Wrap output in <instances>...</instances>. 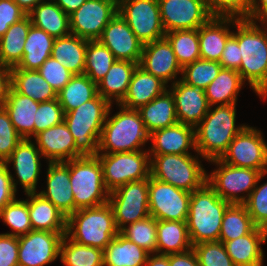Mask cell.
I'll return each mask as SVG.
<instances>
[{"instance_id":"obj_1","label":"cell","mask_w":267,"mask_h":266,"mask_svg":"<svg viewBox=\"0 0 267 266\" xmlns=\"http://www.w3.org/2000/svg\"><path fill=\"white\" fill-rule=\"evenodd\" d=\"M256 22L236 19L233 37L238 41L241 63L239 74L262 98L267 97V29Z\"/></svg>"},{"instance_id":"obj_2","label":"cell","mask_w":267,"mask_h":266,"mask_svg":"<svg viewBox=\"0 0 267 266\" xmlns=\"http://www.w3.org/2000/svg\"><path fill=\"white\" fill-rule=\"evenodd\" d=\"M112 104L97 94L93 99L64 113V122L75 141V159L96 156L103 125Z\"/></svg>"},{"instance_id":"obj_3","label":"cell","mask_w":267,"mask_h":266,"mask_svg":"<svg viewBox=\"0 0 267 266\" xmlns=\"http://www.w3.org/2000/svg\"><path fill=\"white\" fill-rule=\"evenodd\" d=\"M236 105H218L213 110L210 107L195 127L196 152L207 161L220 159L230 142L245 127L235 126Z\"/></svg>"},{"instance_id":"obj_4","label":"cell","mask_w":267,"mask_h":266,"mask_svg":"<svg viewBox=\"0 0 267 266\" xmlns=\"http://www.w3.org/2000/svg\"><path fill=\"white\" fill-rule=\"evenodd\" d=\"M229 205L207 182L191 192L186 223L192 245L219 241L223 214Z\"/></svg>"},{"instance_id":"obj_5","label":"cell","mask_w":267,"mask_h":266,"mask_svg":"<svg viewBox=\"0 0 267 266\" xmlns=\"http://www.w3.org/2000/svg\"><path fill=\"white\" fill-rule=\"evenodd\" d=\"M118 233L113 210L108 202L96 207L78 209L67 217L66 235L82 245L104 251Z\"/></svg>"},{"instance_id":"obj_6","label":"cell","mask_w":267,"mask_h":266,"mask_svg":"<svg viewBox=\"0 0 267 266\" xmlns=\"http://www.w3.org/2000/svg\"><path fill=\"white\" fill-rule=\"evenodd\" d=\"M120 111L109 117L102 128L99 140V153L140 151V146L146 144L150 134L147 132L138 110L120 107ZM110 150V151H109Z\"/></svg>"},{"instance_id":"obj_7","label":"cell","mask_w":267,"mask_h":266,"mask_svg":"<svg viewBox=\"0 0 267 266\" xmlns=\"http://www.w3.org/2000/svg\"><path fill=\"white\" fill-rule=\"evenodd\" d=\"M70 188L75 212L108 202L109 191L103 181V168L97 156H82L70 160Z\"/></svg>"},{"instance_id":"obj_8","label":"cell","mask_w":267,"mask_h":266,"mask_svg":"<svg viewBox=\"0 0 267 266\" xmlns=\"http://www.w3.org/2000/svg\"><path fill=\"white\" fill-rule=\"evenodd\" d=\"M150 175L176 188L193 192L207 182L201 161L190 154L154 155L150 159Z\"/></svg>"},{"instance_id":"obj_9","label":"cell","mask_w":267,"mask_h":266,"mask_svg":"<svg viewBox=\"0 0 267 266\" xmlns=\"http://www.w3.org/2000/svg\"><path fill=\"white\" fill-rule=\"evenodd\" d=\"M103 168V181L111 192L116 188L150 177V154L140 150L134 152L98 153Z\"/></svg>"},{"instance_id":"obj_10","label":"cell","mask_w":267,"mask_h":266,"mask_svg":"<svg viewBox=\"0 0 267 266\" xmlns=\"http://www.w3.org/2000/svg\"><path fill=\"white\" fill-rule=\"evenodd\" d=\"M209 162L217 164L219 168L207 175V183L230 204H244L256 184L267 174V171L262 173L260 170L232 166L220 159ZM241 192H246V196L239 197L238 193Z\"/></svg>"},{"instance_id":"obj_11","label":"cell","mask_w":267,"mask_h":266,"mask_svg":"<svg viewBox=\"0 0 267 266\" xmlns=\"http://www.w3.org/2000/svg\"><path fill=\"white\" fill-rule=\"evenodd\" d=\"M115 225L120 231L127 223L146 219L149 214L148 178L132 181L109 192Z\"/></svg>"},{"instance_id":"obj_12","label":"cell","mask_w":267,"mask_h":266,"mask_svg":"<svg viewBox=\"0 0 267 266\" xmlns=\"http://www.w3.org/2000/svg\"><path fill=\"white\" fill-rule=\"evenodd\" d=\"M118 13L143 44L165 37L158 0H120Z\"/></svg>"},{"instance_id":"obj_13","label":"cell","mask_w":267,"mask_h":266,"mask_svg":"<svg viewBox=\"0 0 267 266\" xmlns=\"http://www.w3.org/2000/svg\"><path fill=\"white\" fill-rule=\"evenodd\" d=\"M260 130L245 126L230 142L220 160L226 164L267 171V144Z\"/></svg>"},{"instance_id":"obj_14","label":"cell","mask_w":267,"mask_h":266,"mask_svg":"<svg viewBox=\"0 0 267 266\" xmlns=\"http://www.w3.org/2000/svg\"><path fill=\"white\" fill-rule=\"evenodd\" d=\"M191 193L148 178L149 214L156 220L186 221Z\"/></svg>"},{"instance_id":"obj_15","label":"cell","mask_w":267,"mask_h":266,"mask_svg":"<svg viewBox=\"0 0 267 266\" xmlns=\"http://www.w3.org/2000/svg\"><path fill=\"white\" fill-rule=\"evenodd\" d=\"M117 13L116 0H87L69 15L71 34L88 41L98 40Z\"/></svg>"},{"instance_id":"obj_16","label":"cell","mask_w":267,"mask_h":266,"mask_svg":"<svg viewBox=\"0 0 267 266\" xmlns=\"http://www.w3.org/2000/svg\"><path fill=\"white\" fill-rule=\"evenodd\" d=\"M165 32L198 29L212 16L205 0H158Z\"/></svg>"},{"instance_id":"obj_17","label":"cell","mask_w":267,"mask_h":266,"mask_svg":"<svg viewBox=\"0 0 267 266\" xmlns=\"http://www.w3.org/2000/svg\"><path fill=\"white\" fill-rule=\"evenodd\" d=\"M66 232L31 230L18 237V266H44L60 255V244Z\"/></svg>"},{"instance_id":"obj_18","label":"cell","mask_w":267,"mask_h":266,"mask_svg":"<svg viewBox=\"0 0 267 266\" xmlns=\"http://www.w3.org/2000/svg\"><path fill=\"white\" fill-rule=\"evenodd\" d=\"M98 41L113 53L116 60L132 61L139 65L144 44L119 13L104 28Z\"/></svg>"},{"instance_id":"obj_19","label":"cell","mask_w":267,"mask_h":266,"mask_svg":"<svg viewBox=\"0 0 267 266\" xmlns=\"http://www.w3.org/2000/svg\"><path fill=\"white\" fill-rule=\"evenodd\" d=\"M169 91L174 97L178 122L195 128L210 108L204 89L188 85L180 78L173 81Z\"/></svg>"},{"instance_id":"obj_20","label":"cell","mask_w":267,"mask_h":266,"mask_svg":"<svg viewBox=\"0 0 267 266\" xmlns=\"http://www.w3.org/2000/svg\"><path fill=\"white\" fill-rule=\"evenodd\" d=\"M139 66L166 84L182 74V67L166 37L144 44Z\"/></svg>"},{"instance_id":"obj_21","label":"cell","mask_w":267,"mask_h":266,"mask_svg":"<svg viewBox=\"0 0 267 266\" xmlns=\"http://www.w3.org/2000/svg\"><path fill=\"white\" fill-rule=\"evenodd\" d=\"M47 190L40 195L49 200L66 217L75 212V202L70 188V160L49 162L47 170Z\"/></svg>"},{"instance_id":"obj_22","label":"cell","mask_w":267,"mask_h":266,"mask_svg":"<svg viewBox=\"0 0 267 266\" xmlns=\"http://www.w3.org/2000/svg\"><path fill=\"white\" fill-rule=\"evenodd\" d=\"M149 139L153 141L150 158L163 154H191L188 148L196 151L195 128L180 122L152 132Z\"/></svg>"},{"instance_id":"obj_23","label":"cell","mask_w":267,"mask_h":266,"mask_svg":"<svg viewBox=\"0 0 267 266\" xmlns=\"http://www.w3.org/2000/svg\"><path fill=\"white\" fill-rule=\"evenodd\" d=\"M31 139H22L5 161L13 163L15 173L26 193H35L40 173V150Z\"/></svg>"},{"instance_id":"obj_24","label":"cell","mask_w":267,"mask_h":266,"mask_svg":"<svg viewBox=\"0 0 267 266\" xmlns=\"http://www.w3.org/2000/svg\"><path fill=\"white\" fill-rule=\"evenodd\" d=\"M34 138L37 148L48 162L75 159V141L64 121L40 132Z\"/></svg>"},{"instance_id":"obj_25","label":"cell","mask_w":267,"mask_h":266,"mask_svg":"<svg viewBox=\"0 0 267 266\" xmlns=\"http://www.w3.org/2000/svg\"><path fill=\"white\" fill-rule=\"evenodd\" d=\"M227 24L235 25V18L211 17L198 28L200 59L220 61L226 42L233 35Z\"/></svg>"},{"instance_id":"obj_26","label":"cell","mask_w":267,"mask_h":266,"mask_svg":"<svg viewBox=\"0 0 267 266\" xmlns=\"http://www.w3.org/2000/svg\"><path fill=\"white\" fill-rule=\"evenodd\" d=\"M167 85L160 78L146 72L139 65L133 71L128 91L118 106L138 110L154 98L162 95Z\"/></svg>"},{"instance_id":"obj_27","label":"cell","mask_w":267,"mask_h":266,"mask_svg":"<svg viewBox=\"0 0 267 266\" xmlns=\"http://www.w3.org/2000/svg\"><path fill=\"white\" fill-rule=\"evenodd\" d=\"M267 240V232L256 227L251 233L231 241H220L235 266H263L264 253L261 243Z\"/></svg>"},{"instance_id":"obj_28","label":"cell","mask_w":267,"mask_h":266,"mask_svg":"<svg viewBox=\"0 0 267 266\" xmlns=\"http://www.w3.org/2000/svg\"><path fill=\"white\" fill-rule=\"evenodd\" d=\"M33 230L66 232L67 217L39 193H25Z\"/></svg>"},{"instance_id":"obj_29","label":"cell","mask_w":267,"mask_h":266,"mask_svg":"<svg viewBox=\"0 0 267 266\" xmlns=\"http://www.w3.org/2000/svg\"><path fill=\"white\" fill-rule=\"evenodd\" d=\"M39 103L28 96L17 93L12 87L10 88L3 107L8 112L17 133L23 139H30L32 135L34 136V116H36Z\"/></svg>"},{"instance_id":"obj_30","label":"cell","mask_w":267,"mask_h":266,"mask_svg":"<svg viewBox=\"0 0 267 266\" xmlns=\"http://www.w3.org/2000/svg\"><path fill=\"white\" fill-rule=\"evenodd\" d=\"M137 63L116 60L105 77L97 83L98 94L112 104H119L127 94L129 83Z\"/></svg>"},{"instance_id":"obj_31","label":"cell","mask_w":267,"mask_h":266,"mask_svg":"<svg viewBox=\"0 0 267 266\" xmlns=\"http://www.w3.org/2000/svg\"><path fill=\"white\" fill-rule=\"evenodd\" d=\"M149 134L178 123L174 97L169 90L138 109Z\"/></svg>"},{"instance_id":"obj_32","label":"cell","mask_w":267,"mask_h":266,"mask_svg":"<svg viewBox=\"0 0 267 266\" xmlns=\"http://www.w3.org/2000/svg\"><path fill=\"white\" fill-rule=\"evenodd\" d=\"M157 254L169 255L190 250L186 221L157 220Z\"/></svg>"},{"instance_id":"obj_33","label":"cell","mask_w":267,"mask_h":266,"mask_svg":"<svg viewBox=\"0 0 267 266\" xmlns=\"http://www.w3.org/2000/svg\"><path fill=\"white\" fill-rule=\"evenodd\" d=\"M28 15L33 26L53 38L71 34L69 16L52 0L40 2Z\"/></svg>"},{"instance_id":"obj_34","label":"cell","mask_w":267,"mask_h":266,"mask_svg":"<svg viewBox=\"0 0 267 266\" xmlns=\"http://www.w3.org/2000/svg\"><path fill=\"white\" fill-rule=\"evenodd\" d=\"M87 42L74 34L55 38L51 56L74 75L84 74Z\"/></svg>"},{"instance_id":"obj_35","label":"cell","mask_w":267,"mask_h":266,"mask_svg":"<svg viewBox=\"0 0 267 266\" xmlns=\"http://www.w3.org/2000/svg\"><path fill=\"white\" fill-rule=\"evenodd\" d=\"M11 87L20 94L37 102L51 101L57 98L56 91L37 70L11 68Z\"/></svg>"},{"instance_id":"obj_36","label":"cell","mask_w":267,"mask_h":266,"mask_svg":"<svg viewBox=\"0 0 267 266\" xmlns=\"http://www.w3.org/2000/svg\"><path fill=\"white\" fill-rule=\"evenodd\" d=\"M32 26L29 15L12 24L0 38V64L15 67L23 58L25 40Z\"/></svg>"},{"instance_id":"obj_37","label":"cell","mask_w":267,"mask_h":266,"mask_svg":"<svg viewBox=\"0 0 267 266\" xmlns=\"http://www.w3.org/2000/svg\"><path fill=\"white\" fill-rule=\"evenodd\" d=\"M55 38L46 31L31 26L25 40L23 58L12 68L38 70L43 62L51 56Z\"/></svg>"},{"instance_id":"obj_38","label":"cell","mask_w":267,"mask_h":266,"mask_svg":"<svg viewBox=\"0 0 267 266\" xmlns=\"http://www.w3.org/2000/svg\"><path fill=\"white\" fill-rule=\"evenodd\" d=\"M243 84L238 71L221 68L218 76L204 89L209 106L236 104Z\"/></svg>"},{"instance_id":"obj_39","label":"cell","mask_w":267,"mask_h":266,"mask_svg":"<svg viewBox=\"0 0 267 266\" xmlns=\"http://www.w3.org/2000/svg\"><path fill=\"white\" fill-rule=\"evenodd\" d=\"M149 254L118 233L103 251L104 266H144Z\"/></svg>"},{"instance_id":"obj_40","label":"cell","mask_w":267,"mask_h":266,"mask_svg":"<svg viewBox=\"0 0 267 266\" xmlns=\"http://www.w3.org/2000/svg\"><path fill=\"white\" fill-rule=\"evenodd\" d=\"M97 92V84L86 74L73 75L70 81L57 93L63 112L67 113L83 103L93 99Z\"/></svg>"},{"instance_id":"obj_41","label":"cell","mask_w":267,"mask_h":266,"mask_svg":"<svg viewBox=\"0 0 267 266\" xmlns=\"http://www.w3.org/2000/svg\"><path fill=\"white\" fill-rule=\"evenodd\" d=\"M59 256L65 266H104L103 250L79 244L66 234L61 240Z\"/></svg>"},{"instance_id":"obj_42","label":"cell","mask_w":267,"mask_h":266,"mask_svg":"<svg viewBox=\"0 0 267 266\" xmlns=\"http://www.w3.org/2000/svg\"><path fill=\"white\" fill-rule=\"evenodd\" d=\"M256 228L244 204H230L221 223L219 241H231L251 233Z\"/></svg>"},{"instance_id":"obj_43","label":"cell","mask_w":267,"mask_h":266,"mask_svg":"<svg viewBox=\"0 0 267 266\" xmlns=\"http://www.w3.org/2000/svg\"><path fill=\"white\" fill-rule=\"evenodd\" d=\"M165 37L182 68L200 59L198 29L174 30L167 32Z\"/></svg>"},{"instance_id":"obj_44","label":"cell","mask_w":267,"mask_h":266,"mask_svg":"<svg viewBox=\"0 0 267 266\" xmlns=\"http://www.w3.org/2000/svg\"><path fill=\"white\" fill-rule=\"evenodd\" d=\"M115 61L113 53L98 40L87 42L84 74L94 83L105 77Z\"/></svg>"},{"instance_id":"obj_45","label":"cell","mask_w":267,"mask_h":266,"mask_svg":"<svg viewBox=\"0 0 267 266\" xmlns=\"http://www.w3.org/2000/svg\"><path fill=\"white\" fill-rule=\"evenodd\" d=\"M157 220L149 216L123 227L119 233L153 255L157 253Z\"/></svg>"},{"instance_id":"obj_46","label":"cell","mask_w":267,"mask_h":266,"mask_svg":"<svg viewBox=\"0 0 267 266\" xmlns=\"http://www.w3.org/2000/svg\"><path fill=\"white\" fill-rule=\"evenodd\" d=\"M222 68L218 61L198 59L182 68V81L188 85L205 89Z\"/></svg>"},{"instance_id":"obj_47","label":"cell","mask_w":267,"mask_h":266,"mask_svg":"<svg viewBox=\"0 0 267 266\" xmlns=\"http://www.w3.org/2000/svg\"><path fill=\"white\" fill-rule=\"evenodd\" d=\"M0 218L13 230L5 234L19 237L33 230L28 211V199L17 200L15 197L0 211Z\"/></svg>"},{"instance_id":"obj_48","label":"cell","mask_w":267,"mask_h":266,"mask_svg":"<svg viewBox=\"0 0 267 266\" xmlns=\"http://www.w3.org/2000/svg\"><path fill=\"white\" fill-rule=\"evenodd\" d=\"M192 248L200 266H235L220 241L201 242Z\"/></svg>"},{"instance_id":"obj_49","label":"cell","mask_w":267,"mask_h":266,"mask_svg":"<svg viewBox=\"0 0 267 266\" xmlns=\"http://www.w3.org/2000/svg\"><path fill=\"white\" fill-rule=\"evenodd\" d=\"M212 17L248 19L252 0H205Z\"/></svg>"},{"instance_id":"obj_50","label":"cell","mask_w":267,"mask_h":266,"mask_svg":"<svg viewBox=\"0 0 267 266\" xmlns=\"http://www.w3.org/2000/svg\"><path fill=\"white\" fill-rule=\"evenodd\" d=\"M34 116V137L40 132L64 121V112L58 98L40 102Z\"/></svg>"},{"instance_id":"obj_51","label":"cell","mask_w":267,"mask_h":266,"mask_svg":"<svg viewBox=\"0 0 267 266\" xmlns=\"http://www.w3.org/2000/svg\"><path fill=\"white\" fill-rule=\"evenodd\" d=\"M244 205L255 226L265 230L267 228V182L261 186L256 184Z\"/></svg>"},{"instance_id":"obj_52","label":"cell","mask_w":267,"mask_h":266,"mask_svg":"<svg viewBox=\"0 0 267 266\" xmlns=\"http://www.w3.org/2000/svg\"><path fill=\"white\" fill-rule=\"evenodd\" d=\"M23 138L17 133L8 112L0 108V162H5Z\"/></svg>"},{"instance_id":"obj_53","label":"cell","mask_w":267,"mask_h":266,"mask_svg":"<svg viewBox=\"0 0 267 266\" xmlns=\"http://www.w3.org/2000/svg\"><path fill=\"white\" fill-rule=\"evenodd\" d=\"M37 71L51 85L56 93L64 88L74 75L52 56L46 59Z\"/></svg>"},{"instance_id":"obj_54","label":"cell","mask_w":267,"mask_h":266,"mask_svg":"<svg viewBox=\"0 0 267 266\" xmlns=\"http://www.w3.org/2000/svg\"><path fill=\"white\" fill-rule=\"evenodd\" d=\"M26 15L14 0H0V38L12 24Z\"/></svg>"},{"instance_id":"obj_55","label":"cell","mask_w":267,"mask_h":266,"mask_svg":"<svg viewBox=\"0 0 267 266\" xmlns=\"http://www.w3.org/2000/svg\"><path fill=\"white\" fill-rule=\"evenodd\" d=\"M15 181L8 165L0 162V211L16 197L18 181Z\"/></svg>"},{"instance_id":"obj_56","label":"cell","mask_w":267,"mask_h":266,"mask_svg":"<svg viewBox=\"0 0 267 266\" xmlns=\"http://www.w3.org/2000/svg\"><path fill=\"white\" fill-rule=\"evenodd\" d=\"M18 237L0 234V266H18Z\"/></svg>"},{"instance_id":"obj_57","label":"cell","mask_w":267,"mask_h":266,"mask_svg":"<svg viewBox=\"0 0 267 266\" xmlns=\"http://www.w3.org/2000/svg\"><path fill=\"white\" fill-rule=\"evenodd\" d=\"M219 63L222 68L239 71L241 63L240 48L238 41L233 36L227 40Z\"/></svg>"},{"instance_id":"obj_58","label":"cell","mask_w":267,"mask_h":266,"mask_svg":"<svg viewBox=\"0 0 267 266\" xmlns=\"http://www.w3.org/2000/svg\"><path fill=\"white\" fill-rule=\"evenodd\" d=\"M169 265L170 266H200L193 248L182 253L169 254Z\"/></svg>"},{"instance_id":"obj_59","label":"cell","mask_w":267,"mask_h":266,"mask_svg":"<svg viewBox=\"0 0 267 266\" xmlns=\"http://www.w3.org/2000/svg\"><path fill=\"white\" fill-rule=\"evenodd\" d=\"M11 88V68L0 64V108L6 103Z\"/></svg>"},{"instance_id":"obj_60","label":"cell","mask_w":267,"mask_h":266,"mask_svg":"<svg viewBox=\"0 0 267 266\" xmlns=\"http://www.w3.org/2000/svg\"><path fill=\"white\" fill-rule=\"evenodd\" d=\"M247 20L253 22L259 20L262 22V25L267 23V0H252V6Z\"/></svg>"},{"instance_id":"obj_61","label":"cell","mask_w":267,"mask_h":266,"mask_svg":"<svg viewBox=\"0 0 267 266\" xmlns=\"http://www.w3.org/2000/svg\"><path fill=\"white\" fill-rule=\"evenodd\" d=\"M68 16L74 13L87 0H53Z\"/></svg>"},{"instance_id":"obj_62","label":"cell","mask_w":267,"mask_h":266,"mask_svg":"<svg viewBox=\"0 0 267 266\" xmlns=\"http://www.w3.org/2000/svg\"><path fill=\"white\" fill-rule=\"evenodd\" d=\"M144 266H170L169 255L155 253V255L152 257L151 254H149Z\"/></svg>"},{"instance_id":"obj_63","label":"cell","mask_w":267,"mask_h":266,"mask_svg":"<svg viewBox=\"0 0 267 266\" xmlns=\"http://www.w3.org/2000/svg\"><path fill=\"white\" fill-rule=\"evenodd\" d=\"M14 1L28 15L40 2L45 0H14Z\"/></svg>"}]
</instances>
